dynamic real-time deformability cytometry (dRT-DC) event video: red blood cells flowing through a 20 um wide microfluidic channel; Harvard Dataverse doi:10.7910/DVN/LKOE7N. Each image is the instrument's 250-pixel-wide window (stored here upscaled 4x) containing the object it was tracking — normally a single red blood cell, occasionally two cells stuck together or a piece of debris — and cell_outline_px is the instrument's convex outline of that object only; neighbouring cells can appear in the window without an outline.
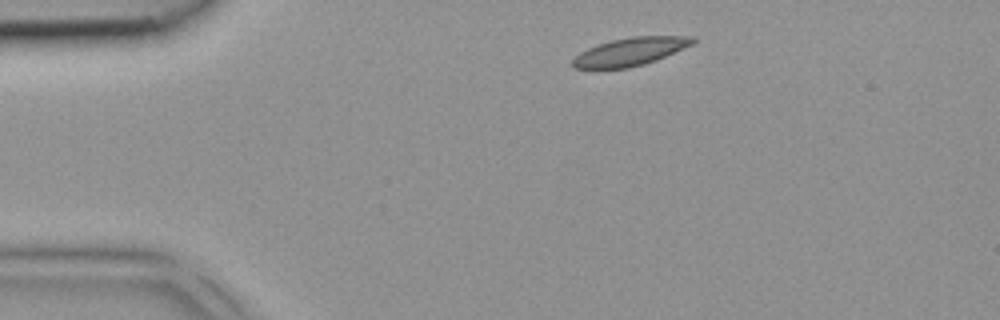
{"species": "common noctule bat (a hibernating species)", "species_latin": "Nyctalus noctula", "temperature_condition": "room temperature", "stored_images_in_passage": 3, "camera_frame_rate_fps": 3000, "um_per_image_px": 0.085, "animal": {"sex": "female", "body_mass_g": 18.4}, "frame": {"image": 1, "passage_image": 1, "time_ms": 0.0, "image_size_px": [1000, 320], "cell_outline_px": [[696, 44], [656, 60], [644, 64], [628, 68], [572, 68], [572, 60], [580, 52], [596, 44], [612, 40], [632, 36], [696, 36]], "centroid_in_image_um": [53.63, 4.37], "position_along_channel_um": 31.4, "area_um2": 19.77}}
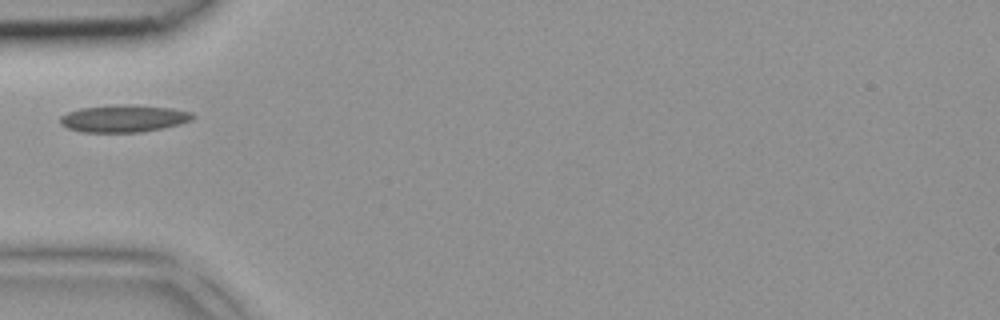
{"frame": {"image": 2, "passage_image": 3, "time_ms": 0.667, "image_size_px": [1000, 320], "cell_outline_px": [[196, 116], [192, 120], [180, 124], [140, 132], [80, 132], [68, 128], [60, 124], [60, 116], [68, 112], [80, 108], [116, 104], [132, 104], [172, 108], [192, 112]], "centroid_in_image_um": [10.52, 10.06], "position_along_channel_um": 74.5, "area_um2": 21.21}}